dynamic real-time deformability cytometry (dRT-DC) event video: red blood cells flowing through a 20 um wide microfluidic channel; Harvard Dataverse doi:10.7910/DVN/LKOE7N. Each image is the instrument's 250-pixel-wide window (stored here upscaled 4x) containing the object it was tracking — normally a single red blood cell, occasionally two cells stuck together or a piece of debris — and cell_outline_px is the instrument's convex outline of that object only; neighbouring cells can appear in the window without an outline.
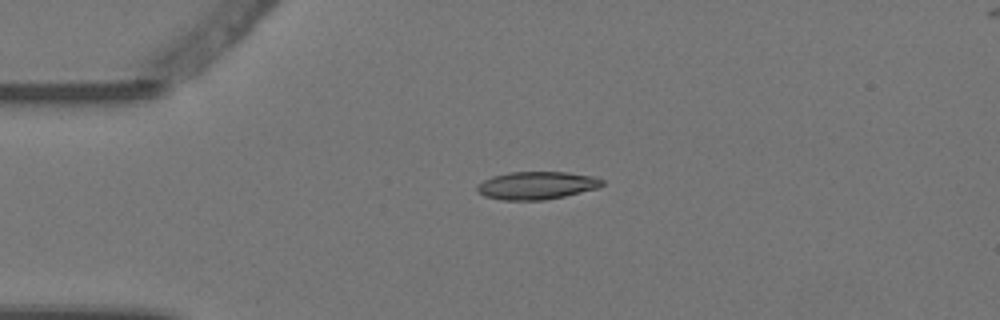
{"species": "Egyptian fruit bat (a non-hibernating species)", "species_latin": "Rousettus aegyptiacus", "temperature_condition": "warm", "stored_images_in_passage": 3, "camera_frame_rate_fps": 3000, "um_per_image_px": 0.085, "animal": {"sex": "female"}, "frame": {"image": 1, "passage_image": 3, "time_ms": 0.667, "image_size_px": [1000, 320], "cell_outline_px": [[604, 184], [600, 188], [564, 196], [544, 200], [500, 200], [484, 196], [476, 192], [476, 188], [484, 180], [492, 176], [508, 172], [568, 172], [592, 176], [604, 180]], "centroid_in_image_um": [45.62, 15.76], "position_along_channel_um": 39.4, "area_um2": 20.4}}